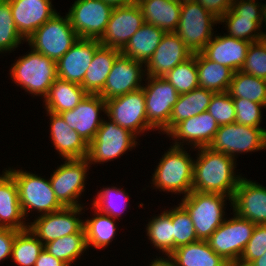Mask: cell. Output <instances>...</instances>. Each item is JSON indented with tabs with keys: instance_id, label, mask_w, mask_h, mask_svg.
I'll list each match as a JSON object with an SVG mask.
<instances>
[{
	"instance_id": "1",
	"label": "cell",
	"mask_w": 266,
	"mask_h": 266,
	"mask_svg": "<svg viewBox=\"0 0 266 266\" xmlns=\"http://www.w3.org/2000/svg\"><path fill=\"white\" fill-rule=\"evenodd\" d=\"M196 150L199 153L194 160L192 191L217 193L232 198L242 178L234 171L236 159L209 147Z\"/></svg>"
},
{
	"instance_id": "2",
	"label": "cell",
	"mask_w": 266,
	"mask_h": 266,
	"mask_svg": "<svg viewBox=\"0 0 266 266\" xmlns=\"http://www.w3.org/2000/svg\"><path fill=\"white\" fill-rule=\"evenodd\" d=\"M170 147L155 169L152 184L159 191L187 196L192 191L194 160L184 147Z\"/></svg>"
},
{
	"instance_id": "3",
	"label": "cell",
	"mask_w": 266,
	"mask_h": 266,
	"mask_svg": "<svg viewBox=\"0 0 266 266\" xmlns=\"http://www.w3.org/2000/svg\"><path fill=\"white\" fill-rule=\"evenodd\" d=\"M10 76L15 84L24 88L29 94L43 95L44 98L58 78L56 62L31 49L28 54L19 57L13 63Z\"/></svg>"
},
{
	"instance_id": "4",
	"label": "cell",
	"mask_w": 266,
	"mask_h": 266,
	"mask_svg": "<svg viewBox=\"0 0 266 266\" xmlns=\"http://www.w3.org/2000/svg\"><path fill=\"white\" fill-rule=\"evenodd\" d=\"M183 197L179 204L189 213L198 240H207L224 222L225 201L232 202L231 197L217 193L191 191Z\"/></svg>"
},
{
	"instance_id": "5",
	"label": "cell",
	"mask_w": 266,
	"mask_h": 266,
	"mask_svg": "<svg viewBox=\"0 0 266 266\" xmlns=\"http://www.w3.org/2000/svg\"><path fill=\"white\" fill-rule=\"evenodd\" d=\"M78 38L71 26L69 16L65 15L63 18L57 12L42 24L26 42L35 52L57 62L68 52Z\"/></svg>"
},
{
	"instance_id": "6",
	"label": "cell",
	"mask_w": 266,
	"mask_h": 266,
	"mask_svg": "<svg viewBox=\"0 0 266 266\" xmlns=\"http://www.w3.org/2000/svg\"><path fill=\"white\" fill-rule=\"evenodd\" d=\"M15 179L18 191L19 202L24 217L31 210H37L40 215L58 211L63 206L57 200L49 179L42 178L32 172L24 170H7Z\"/></svg>"
},
{
	"instance_id": "7",
	"label": "cell",
	"mask_w": 266,
	"mask_h": 266,
	"mask_svg": "<svg viewBox=\"0 0 266 266\" xmlns=\"http://www.w3.org/2000/svg\"><path fill=\"white\" fill-rule=\"evenodd\" d=\"M219 19L208 12L195 0L182 3L180 19L175 33L182 39L186 47L194 53L203 50L213 37V25Z\"/></svg>"
},
{
	"instance_id": "8",
	"label": "cell",
	"mask_w": 266,
	"mask_h": 266,
	"mask_svg": "<svg viewBox=\"0 0 266 266\" xmlns=\"http://www.w3.org/2000/svg\"><path fill=\"white\" fill-rule=\"evenodd\" d=\"M233 214L231 219L224 220L207 242L216 254L231 266H236L256 224L236 213Z\"/></svg>"
},
{
	"instance_id": "9",
	"label": "cell",
	"mask_w": 266,
	"mask_h": 266,
	"mask_svg": "<svg viewBox=\"0 0 266 266\" xmlns=\"http://www.w3.org/2000/svg\"><path fill=\"white\" fill-rule=\"evenodd\" d=\"M106 121L103 119L94 139L88 144L86 159L90 165L114 160L136 147L138 143V137L131 131L110 119Z\"/></svg>"
},
{
	"instance_id": "10",
	"label": "cell",
	"mask_w": 266,
	"mask_h": 266,
	"mask_svg": "<svg viewBox=\"0 0 266 266\" xmlns=\"http://www.w3.org/2000/svg\"><path fill=\"white\" fill-rule=\"evenodd\" d=\"M208 147L235 159L242 152L266 149V129L238 123L220 125Z\"/></svg>"
},
{
	"instance_id": "11",
	"label": "cell",
	"mask_w": 266,
	"mask_h": 266,
	"mask_svg": "<svg viewBox=\"0 0 266 266\" xmlns=\"http://www.w3.org/2000/svg\"><path fill=\"white\" fill-rule=\"evenodd\" d=\"M145 80H148V84H144L142 89L148 124L154 130L167 134L170 115L180 94L163 77L146 76Z\"/></svg>"
},
{
	"instance_id": "12",
	"label": "cell",
	"mask_w": 266,
	"mask_h": 266,
	"mask_svg": "<svg viewBox=\"0 0 266 266\" xmlns=\"http://www.w3.org/2000/svg\"><path fill=\"white\" fill-rule=\"evenodd\" d=\"M106 115L108 119L136 136L147 130H153L147 121L145 95L142 88L106 100Z\"/></svg>"
},
{
	"instance_id": "13",
	"label": "cell",
	"mask_w": 266,
	"mask_h": 266,
	"mask_svg": "<svg viewBox=\"0 0 266 266\" xmlns=\"http://www.w3.org/2000/svg\"><path fill=\"white\" fill-rule=\"evenodd\" d=\"M114 7L103 0H76L69 9L71 26L79 38L100 39Z\"/></svg>"
},
{
	"instance_id": "14",
	"label": "cell",
	"mask_w": 266,
	"mask_h": 266,
	"mask_svg": "<svg viewBox=\"0 0 266 266\" xmlns=\"http://www.w3.org/2000/svg\"><path fill=\"white\" fill-rule=\"evenodd\" d=\"M90 166L86 158L68 159L57 167L49 178L55 196L63 207L81 206L78 198L84 192L85 179Z\"/></svg>"
},
{
	"instance_id": "15",
	"label": "cell",
	"mask_w": 266,
	"mask_h": 266,
	"mask_svg": "<svg viewBox=\"0 0 266 266\" xmlns=\"http://www.w3.org/2000/svg\"><path fill=\"white\" fill-rule=\"evenodd\" d=\"M83 206L63 207L62 209L44 215H39L34 222L28 223L29 230L43 245L73 233H78L84 227V221L79 219Z\"/></svg>"
},
{
	"instance_id": "16",
	"label": "cell",
	"mask_w": 266,
	"mask_h": 266,
	"mask_svg": "<svg viewBox=\"0 0 266 266\" xmlns=\"http://www.w3.org/2000/svg\"><path fill=\"white\" fill-rule=\"evenodd\" d=\"M144 23V17L136 2L127 6L114 7L99 42L102 46L122 50Z\"/></svg>"
},
{
	"instance_id": "17",
	"label": "cell",
	"mask_w": 266,
	"mask_h": 266,
	"mask_svg": "<svg viewBox=\"0 0 266 266\" xmlns=\"http://www.w3.org/2000/svg\"><path fill=\"white\" fill-rule=\"evenodd\" d=\"M142 68V62L120 54L114 61L104 88L99 95L106 101L142 88L141 81L146 75L143 73L146 70Z\"/></svg>"
},
{
	"instance_id": "18",
	"label": "cell",
	"mask_w": 266,
	"mask_h": 266,
	"mask_svg": "<svg viewBox=\"0 0 266 266\" xmlns=\"http://www.w3.org/2000/svg\"><path fill=\"white\" fill-rule=\"evenodd\" d=\"M100 111L106 114V101L99 94H87L73 110L59 114L89 144L103 122L99 117Z\"/></svg>"
},
{
	"instance_id": "19",
	"label": "cell",
	"mask_w": 266,
	"mask_h": 266,
	"mask_svg": "<svg viewBox=\"0 0 266 266\" xmlns=\"http://www.w3.org/2000/svg\"><path fill=\"white\" fill-rule=\"evenodd\" d=\"M100 46L98 39L78 38L68 52L56 62L57 77L81 85L95 51Z\"/></svg>"
},
{
	"instance_id": "20",
	"label": "cell",
	"mask_w": 266,
	"mask_h": 266,
	"mask_svg": "<svg viewBox=\"0 0 266 266\" xmlns=\"http://www.w3.org/2000/svg\"><path fill=\"white\" fill-rule=\"evenodd\" d=\"M233 212L256 225H266V187L241 178L232 197Z\"/></svg>"
},
{
	"instance_id": "21",
	"label": "cell",
	"mask_w": 266,
	"mask_h": 266,
	"mask_svg": "<svg viewBox=\"0 0 266 266\" xmlns=\"http://www.w3.org/2000/svg\"><path fill=\"white\" fill-rule=\"evenodd\" d=\"M218 129L219 124L208 111H205L179 122L167 135L174 140L176 139L174 146L183 147V143L188 142V145L190 144L193 149H197L208 147Z\"/></svg>"
},
{
	"instance_id": "22",
	"label": "cell",
	"mask_w": 266,
	"mask_h": 266,
	"mask_svg": "<svg viewBox=\"0 0 266 266\" xmlns=\"http://www.w3.org/2000/svg\"><path fill=\"white\" fill-rule=\"evenodd\" d=\"M192 55L175 32H167L144 65L145 73L147 76L164 77L176 65L185 62Z\"/></svg>"
},
{
	"instance_id": "23",
	"label": "cell",
	"mask_w": 266,
	"mask_h": 266,
	"mask_svg": "<svg viewBox=\"0 0 266 266\" xmlns=\"http://www.w3.org/2000/svg\"><path fill=\"white\" fill-rule=\"evenodd\" d=\"M10 4L13 20L20 35L25 41L46 21L56 10L51 0H7Z\"/></svg>"
},
{
	"instance_id": "24",
	"label": "cell",
	"mask_w": 266,
	"mask_h": 266,
	"mask_svg": "<svg viewBox=\"0 0 266 266\" xmlns=\"http://www.w3.org/2000/svg\"><path fill=\"white\" fill-rule=\"evenodd\" d=\"M250 42L224 35H214L201 53L209 60L231 68L241 70Z\"/></svg>"
},
{
	"instance_id": "25",
	"label": "cell",
	"mask_w": 266,
	"mask_h": 266,
	"mask_svg": "<svg viewBox=\"0 0 266 266\" xmlns=\"http://www.w3.org/2000/svg\"><path fill=\"white\" fill-rule=\"evenodd\" d=\"M50 116V138L64 160L84 159L88 154V143L70 128L60 114L47 111Z\"/></svg>"
},
{
	"instance_id": "26",
	"label": "cell",
	"mask_w": 266,
	"mask_h": 266,
	"mask_svg": "<svg viewBox=\"0 0 266 266\" xmlns=\"http://www.w3.org/2000/svg\"><path fill=\"white\" fill-rule=\"evenodd\" d=\"M0 227L17 231L28 228L19 202L17 183L7 170L0 175Z\"/></svg>"
},
{
	"instance_id": "27",
	"label": "cell",
	"mask_w": 266,
	"mask_h": 266,
	"mask_svg": "<svg viewBox=\"0 0 266 266\" xmlns=\"http://www.w3.org/2000/svg\"><path fill=\"white\" fill-rule=\"evenodd\" d=\"M144 21L161 28L164 32H175L179 23L182 3L173 0H136Z\"/></svg>"
},
{
	"instance_id": "28",
	"label": "cell",
	"mask_w": 266,
	"mask_h": 266,
	"mask_svg": "<svg viewBox=\"0 0 266 266\" xmlns=\"http://www.w3.org/2000/svg\"><path fill=\"white\" fill-rule=\"evenodd\" d=\"M120 54L121 50L102 45L95 51L81 84L88 94H99L103 90L112 65Z\"/></svg>"
},
{
	"instance_id": "29",
	"label": "cell",
	"mask_w": 266,
	"mask_h": 266,
	"mask_svg": "<svg viewBox=\"0 0 266 266\" xmlns=\"http://www.w3.org/2000/svg\"><path fill=\"white\" fill-rule=\"evenodd\" d=\"M165 33L161 28L145 22L121 50V54L146 64Z\"/></svg>"
},
{
	"instance_id": "30",
	"label": "cell",
	"mask_w": 266,
	"mask_h": 266,
	"mask_svg": "<svg viewBox=\"0 0 266 266\" xmlns=\"http://www.w3.org/2000/svg\"><path fill=\"white\" fill-rule=\"evenodd\" d=\"M87 94L81 85L57 78L44 97L45 109L57 114L73 110Z\"/></svg>"
},
{
	"instance_id": "31",
	"label": "cell",
	"mask_w": 266,
	"mask_h": 266,
	"mask_svg": "<svg viewBox=\"0 0 266 266\" xmlns=\"http://www.w3.org/2000/svg\"><path fill=\"white\" fill-rule=\"evenodd\" d=\"M170 255L177 266H231L210 248L207 240L179 246Z\"/></svg>"
},
{
	"instance_id": "32",
	"label": "cell",
	"mask_w": 266,
	"mask_h": 266,
	"mask_svg": "<svg viewBox=\"0 0 266 266\" xmlns=\"http://www.w3.org/2000/svg\"><path fill=\"white\" fill-rule=\"evenodd\" d=\"M199 87L214 93L227 92L234 71L224 65L207 59L201 52L196 53Z\"/></svg>"
},
{
	"instance_id": "33",
	"label": "cell",
	"mask_w": 266,
	"mask_h": 266,
	"mask_svg": "<svg viewBox=\"0 0 266 266\" xmlns=\"http://www.w3.org/2000/svg\"><path fill=\"white\" fill-rule=\"evenodd\" d=\"M213 94L214 92L201 87L180 94L170 115L168 132L179 122L207 111Z\"/></svg>"
},
{
	"instance_id": "34",
	"label": "cell",
	"mask_w": 266,
	"mask_h": 266,
	"mask_svg": "<svg viewBox=\"0 0 266 266\" xmlns=\"http://www.w3.org/2000/svg\"><path fill=\"white\" fill-rule=\"evenodd\" d=\"M232 98H244L246 100L262 104L266 108V80L242 72H234L228 91Z\"/></svg>"
},
{
	"instance_id": "35",
	"label": "cell",
	"mask_w": 266,
	"mask_h": 266,
	"mask_svg": "<svg viewBox=\"0 0 266 266\" xmlns=\"http://www.w3.org/2000/svg\"><path fill=\"white\" fill-rule=\"evenodd\" d=\"M94 210V217L84 221L85 237L88 248L93 246L100 250L113 241L117 229L116 220L95 208Z\"/></svg>"
},
{
	"instance_id": "36",
	"label": "cell",
	"mask_w": 266,
	"mask_h": 266,
	"mask_svg": "<svg viewBox=\"0 0 266 266\" xmlns=\"http://www.w3.org/2000/svg\"><path fill=\"white\" fill-rule=\"evenodd\" d=\"M44 248L51 255L71 266L88 249L84 227L78 233L57 238L45 244Z\"/></svg>"
},
{
	"instance_id": "37",
	"label": "cell",
	"mask_w": 266,
	"mask_h": 266,
	"mask_svg": "<svg viewBox=\"0 0 266 266\" xmlns=\"http://www.w3.org/2000/svg\"><path fill=\"white\" fill-rule=\"evenodd\" d=\"M146 232L150 243L165 255L174 251V237L172 224V210H166L159 216H154L146 226Z\"/></svg>"
},
{
	"instance_id": "38",
	"label": "cell",
	"mask_w": 266,
	"mask_h": 266,
	"mask_svg": "<svg viewBox=\"0 0 266 266\" xmlns=\"http://www.w3.org/2000/svg\"><path fill=\"white\" fill-rule=\"evenodd\" d=\"M43 249V243L27 228L17 231L11 258L19 266H34Z\"/></svg>"
},
{
	"instance_id": "39",
	"label": "cell",
	"mask_w": 266,
	"mask_h": 266,
	"mask_svg": "<svg viewBox=\"0 0 266 266\" xmlns=\"http://www.w3.org/2000/svg\"><path fill=\"white\" fill-rule=\"evenodd\" d=\"M220 22H225V27L228 29L227 32L229 33L226 35L228 36L250 43L262 40L260 28L264 21H253V17L236 16L229 10L219 19V23Z\"/></svg>"
},
{
	"instance_id": "40",
	"label": "cell",
	"mask_w": 266,
	"mask_h": 266,
	"mask_svg": "<svg viewBox=\"0 0 266 266\" xmlns=\"http://www.w3.org/2000/svg\"><path fill=\"white\" fill-rule=\"evenodd\" d=\"M179 94L189 93L199 87L196 53L185 62L176 65L164 77Z\"/></svg>"
},
{
	"instance_id": "41",
	"label": "cell",
	"mask_w": 266,
	"mask_h": 266,
	"mask_svg": "<svg viewBox=\"0 0 266 266\" xmlns=\"http://www.w3.org/2000/svg\"><path fill=\"white\" fill-rule=\"evenodd\" d=\"M128 196L125 190L121 188L114 186L102 188V190L98 192L95 200H93L92 207L101 213L118 219L129 205L127 204L129 200Z\"/></svg>"
},
{
	"instance_id": "42",
	"label": "cell",
	"mask_w": 266,
	"mask_h": 266,
	"mask_svg": "<svg viewBox=\"0 0 266 266\" xmlns=\"http://www.w3.org/2000/svg\"><path fill=\"white\" fill-rule=\"evenodd\" d=\"M22 40L24 42L25 39L15 26L10 4L4 0L0 4V53L14 51L22 43Z\"/></svg>"
},
{
	"instance_id": "43",
	"label": "cell",
	"mask_w": 266,
	"mask_h": 266,
	"mask_svg": "<svg viewBox=\"0 0 266 266\" xmlns=\"http://www.w3.org/2000/svg\"><path fill=\"white\" fill-rule=\"evenodd\" d=\"M172 209L174 250L182 245L198 241L189 213L179 204Z\"/></svg>"
},
{
	"instance_id": "44",
	"label": "cell",
	"mask_w": 266,
	"mask_h": 266,
	"mask_svg": "<svg viewBox=\"0 0 266 266\" xmlns=\"http://www.w3.org/2000/svg\"><path fill=\"white\" fill-rule=\"evenodd\" d=\"M241 71L266 80V41L249 44Z\"/></svg>"
},
{
	"instance_id": "45",
	"label": "cell",
	"mask_w": 266,
	"mask_h": 266,
	"mask_svg": "<svg viewBox=\"0 0 266 266\" xmlns=\"http://www.w3.org/2000/svg\"><path fill=\"white\" fill-rule=\"evenodd\" d=\"M207 111L220 125L235 123L236 110L228 92L214 93Z\"/></svg>"
},
{
	"instance_id": "46",
	"label": "cell",
	"mask_w": 266,
	"mask_h": 266,
	"mask_svg": "<svg viewBox=\"0 0 266 266\" xmlns=\"http://www.w3.org/2000/svg\"><path fill=\"white\" fill-rule=\"evenodd\" d=\"M266 251V225H255L251 238L236 266H249Z\"/></svg>"
},
{
	"instance_id": "47",
	"label": "cell",
	"mask_w": 266,
	"mask_h": 266,
	"mask_svg": "<svg viewBox=\"0 0 266 266\" xmlns=\"http://www.w3.org/2000/svg\"><path fill=\"white\" fill-rule=\"evenodd\" d=\"M236 110L235 123L251 127H260L262 121V104L244 98H232Z\"/></svg>"
},
{
	"instance_id": "48",
	"label": "cell",
	"mask_w": 266,
	"mask_h": 266,
	"mask_svg": "<svg viewBox=\"0 0 266 266\" xmlns=\"http://www.w3.org/2000/svg\"><path fill=\"white\" fill-rule=\"evenodd\" d=\"M253 0H233L231 11L236 16L253 17V21H264V11L266 4ZM260 7V8H259Z\"/></svg>"
},
{
	"instance_id": "49",
	"label": "cell",
	"mask_w": 266,
	"mask_h": 266,
	"mask_svg": "<svg viewBox=\"0 0 266 266\" xmlns=\"http://www.w3.org/2000/svg\"><path fill=\"white\" fill-rule=\"evenodd\" d=\"M17 230L0 227V262L12 256V246Z\"/></svg>"
},
{
	"instance_id": "50",
	"label": "cell",
	"mask_w": 266,
	"mask_h": 266,
	"mask_svg": "<svg viewBox=\"0 0 266 266\" xmlns=\"http://www.w3.org/2000/svg\"><path fill=\"white\" fill-rule=\"evenodd\" d=\"M202 5L204 9L220 19L231 9L233 0H195Z\"/></svg>"
},
{
	"instance_id": "51",
	"label": "cell",
	"mask_w": 266,
	"mask_h": 266,
	"mask_svg": "<svg viewBox=\"0 0 266 266\" xmlns=\"http://www.w3.org/2000/svg\"><path fill=\"white\" fill-rule=\"evenodd\" d=\"M34 266H68L62 260L51 255L45 248L40 252Z\"/></svg>"
},
{
	"instance_id": "52",
	"label": "cell",
	"mask_w": 266,
	"mask_h": 266,
	"mask_svg": "<svg viewBox=\"0 0 266 266\" xmlns=\"http://www.w3.org/2000/svg\"><path fill=\"white\" fill-rule=\"evenodd\" d=\"M166 256L167 258L165 259L164 257H156L154 261L152 260L149 266H177L175 259L170 254H167Z\"/></svg>"
},
{
	"instance_id": "53",
	"label": "cell",
	"mask_w": 266,
	"mask_h": 266,
	"mask_svg": "<svg viewBox=\"0 0 266 266\" xmlns=\"http://www.w3.org/2000/svg\"><path fill=\"white\" fill-rule=\"evenodd\" d=\"M113 7L127 6L135 3V0H103Z\"/></svg>"
},
{
	"instance_id": "54",
	"label": "cell",
	"mask_w": 266,
	"mask_h": 266,
	"mask_svg": "<svg viewBox=\"0 0 266 266\" xmlns=\"http://www.w3.org/2000/svg\"><path fill=\"white\" fill-rule=\"evenodd\" d=\"M249 266H266V251L261 257L255 259Z\"/></svg>"
},
{
	"instance_id": "55",
	"label": "cell",
	"mask_w": 266,
	"mask_h": 266,
	"mask_svg": "<svg viewBox=\"0 0 266 266\" xmlns=\"http://www.w3.org/2000/svg\"><path fill=\"white\" fill-rule=\"evenodd\" d=\"M264 22H265V26H266V7H265V11H264ZM266 29V27H265ZM262 40L266 41V33L262 32Z\"/></svg>"
},
{
	"instance_id": "56",
	"label": "cell",
	"mask_w": 266,
	"mask_h": 266,
	"mask_svg": "<svg viewBox=\"0 0 266 266\" xmlns=\"http://www.w3.org/2000/svg\"><path fill=\"white\" fill-rule=\"evenodd\" d=\"M173 1H176V2H179V3H184V2H187V1H190V0H173Z\"/></svg>"
}]
</instances>
